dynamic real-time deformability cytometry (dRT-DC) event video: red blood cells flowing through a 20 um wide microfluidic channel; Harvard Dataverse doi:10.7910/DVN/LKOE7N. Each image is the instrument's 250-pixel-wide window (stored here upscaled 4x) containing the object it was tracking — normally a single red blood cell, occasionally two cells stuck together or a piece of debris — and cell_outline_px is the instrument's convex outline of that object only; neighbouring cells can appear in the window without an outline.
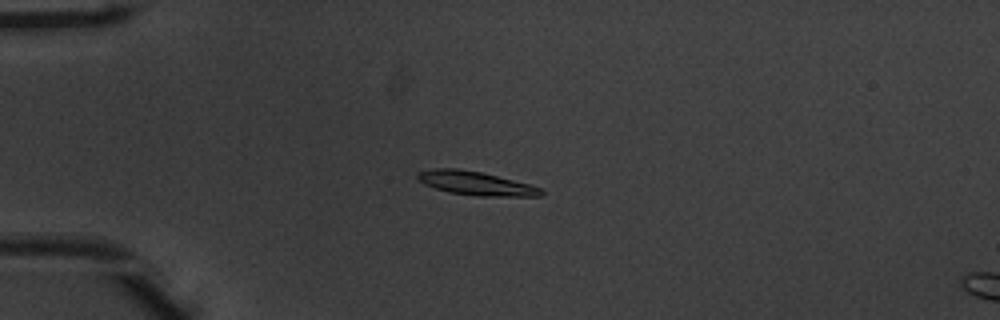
{"species": "common noctule bat (a hibernating species)", "species_latin": "Nyctalus noctula", "temperature_condition": "warm", "stored_images_in_passage": 45, "camera_frame_rate_fps": 3000, "um_per_image_px": 0.085, "animal": {"sex": "male", "body_mass_g": 20.1, "forearm_length_mm": 53.5}, "frame": {"image": 1, "passage_image": 7, "time_ms": 2.0, "image_size_px": [1000, 320], "cell_outline_px": [[544, 192], [540, 196], [476, 196], [448, 192], [424, 184], [416, 176], [416, 172], [432, 168], [456, 168], [480, 172], [532, 184], [540, 188]], "centroid_in_image_um": [40.43, 15.58], "position_along_channel_um": 44.6, "area_um2": 17.11}}
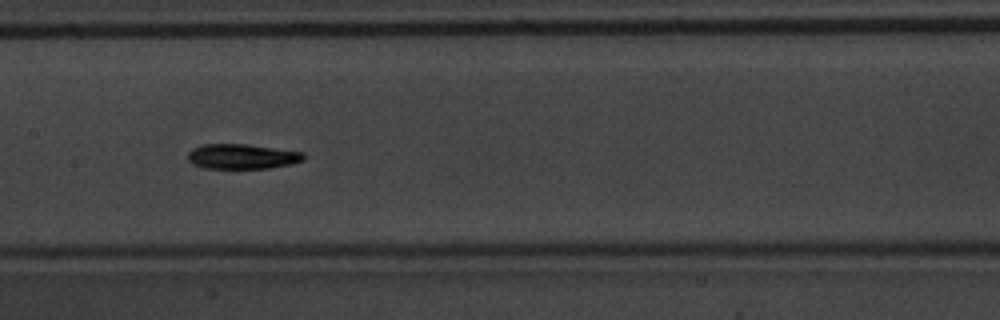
{"frame": {"image": 2, "passage_image": 20, "time_ms": 6.333, "image_size_px": [1000, 320], "cell_outline_px": [[304, 160], [292, 164], [268, 168], [200, 168], [192, 164], [188, 160], [188, 152], [192, 148], [204, 144], [248, 144], [304, 152]], "centroid_in_image_um": [20.56, 13.3], "position_along_channel_um": 186.8, "area_um2": 16.99}}
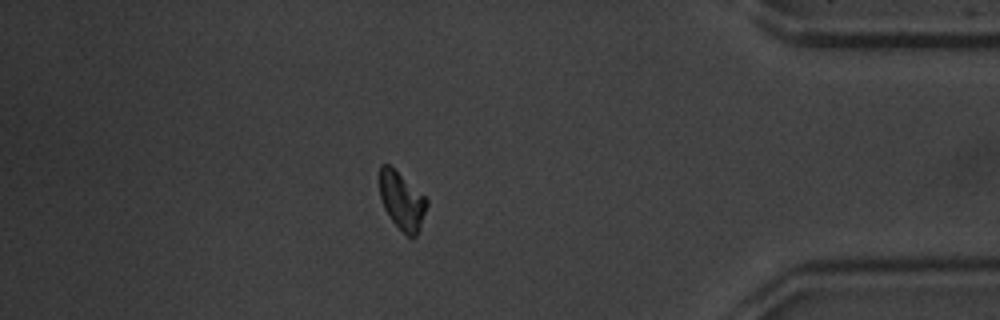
{"frame": {"image": 3, "passage_image": 39, "time_ms": 12.667, "image_size_px": [1000, 320], "cell_outline_px": [[428, 204], [420, 228], [416, 236], [408, 236], [388, 216], [384, 208], [380, 196], [380, 164], [388, 164], [424, 196], [428, 200]], "centroid_in_image_um": [34.16, 17.08], "position_along_channel_um": 401.0, "area_um2": 15.43}, "authors_computed_cell_mechanics": {"area_um2": 16.3574, "velocity_mm_per_s": 3.9018, "shape_relaxation_time_tau1_ms": 2.0842, "shape_relaxation_time_tau2_ms": 3.8614, "deformation_change_tau1": 0.1269, "deformation_change_tau2": 0.0815}}